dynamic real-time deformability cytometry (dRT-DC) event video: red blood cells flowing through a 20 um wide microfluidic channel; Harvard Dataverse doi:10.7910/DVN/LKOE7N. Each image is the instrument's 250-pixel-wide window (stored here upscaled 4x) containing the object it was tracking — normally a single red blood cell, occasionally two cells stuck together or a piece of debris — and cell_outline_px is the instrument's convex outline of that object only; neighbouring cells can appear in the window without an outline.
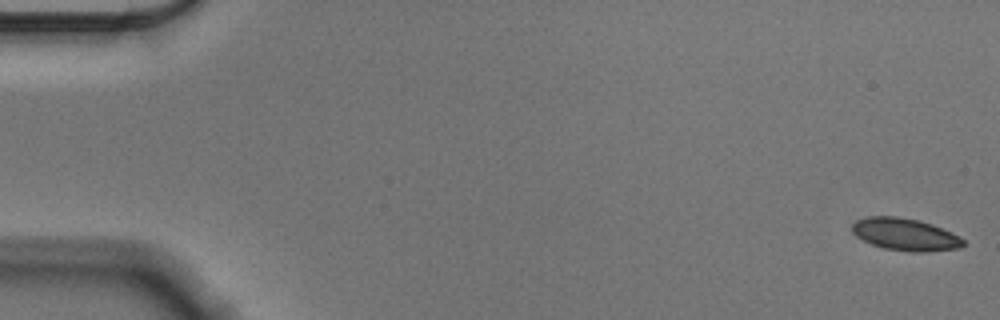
{"species": "Egyptian fruit bat (a non-hibernating species)", "species_latin": "Rousettus aegyptiacus", "temperature_condition": "cold", "stored_images_in_passage": 12, "camera_frame_rate_fps": 3000, "um_per_image_px": 0.085, "animal": {"sex": "male"}, "frame": {"image": 1, "passage_image": 1, "time_ms": 0.0, "image_size_px": [1000, 320], "cell_outline_px": [[964, 244], [960, 248], [928, 252], [908, 252], [884, 248], [872, 244], [856, 236], [852, 232], [852, 224], [856, 220], [868, 216], [896, 216], [916, 220], [932, 224], [952, 232], [964, 240]], "centroid_in_image_um": [76.94, 19.93], "position_along_channel_um": 8.1, "area_um2": 20.92}}